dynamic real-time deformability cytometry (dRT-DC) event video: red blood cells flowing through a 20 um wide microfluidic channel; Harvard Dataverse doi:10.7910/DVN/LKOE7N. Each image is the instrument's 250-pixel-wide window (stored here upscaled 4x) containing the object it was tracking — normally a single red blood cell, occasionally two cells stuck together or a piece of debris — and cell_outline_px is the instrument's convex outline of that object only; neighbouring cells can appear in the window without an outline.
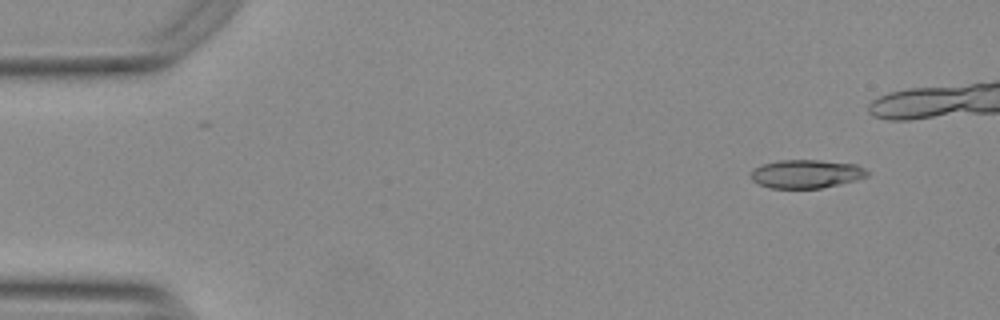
{"species": "Egyptian fruit bat (a non-hibernating species)", "species_latin": "Rousettus aegyptiacus", "temperature_condition": "warm", "stored_images_in_passage": 44, "camera_frame_rate_fps": 3000, "um_per_image_px": 0.085, "animal": {"sex": "female"}, "frame": {"image": 1, "passage_image": 5, "time_ms": 1.333, "image_size_px": [1000, 320], "cell_outline_px": [[868, 176], [856, 180], [840, 184], [820, 188], [772, 188], [760, 184], [752, 180], [752, 172], [756, 168], [764, 164], [780, 160], [816, 160], [856, 164], [864, 168], [868, 172]], "centroid_in_image_um": [68.57, 14.78], "position_along_channel_um": 16.4, "area_um2": 19.02}}
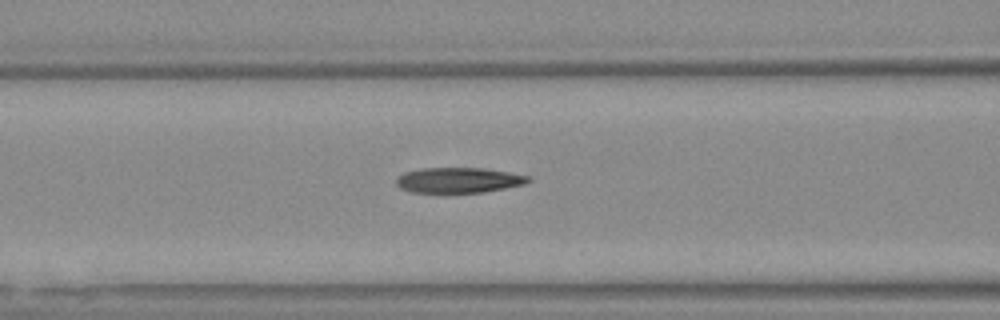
{"frame": {"image": 2, "passage_image": 22, "time_ms": 7.0, "image_size_px": [1000, 320], "cell_outline_px": [[532, 180], [524, 184], [484, 192], [444, 196], [412, 192], [400, 188], [396, 184], [396, 176], [404, 172], [424, 168], [484, 168], [508, 172], [528, 176]], "centroid_in_image_um": [38.9, 15.36], "position_along_channel_um": 127.7, "area_um2": 20.4}}
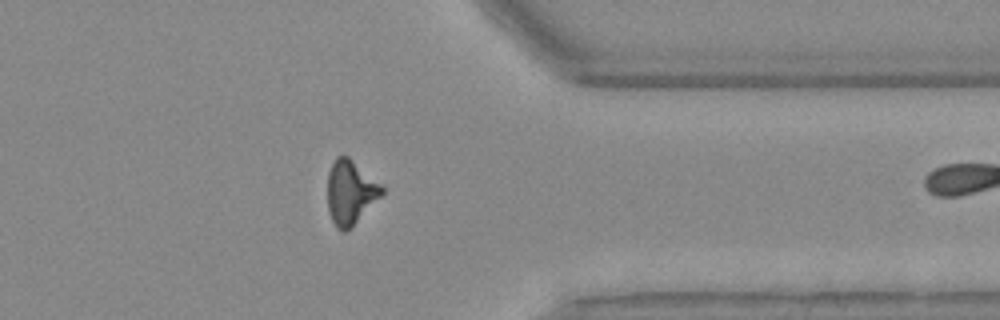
{"frame": {"image": 3, "passage_image": 43, "time_ms": 14.0, "image_size_px": [1000, 320], "cell_outline_px": [[384, 192], [344, 232], [336, 228], [328, 212], [328, 172], [336, 156], [348, 156], [384, 188]], "centroid_in_image_um": [29.74, 16.32], "position_along_channel_um": 381.7, "area_um2": 19.54}}